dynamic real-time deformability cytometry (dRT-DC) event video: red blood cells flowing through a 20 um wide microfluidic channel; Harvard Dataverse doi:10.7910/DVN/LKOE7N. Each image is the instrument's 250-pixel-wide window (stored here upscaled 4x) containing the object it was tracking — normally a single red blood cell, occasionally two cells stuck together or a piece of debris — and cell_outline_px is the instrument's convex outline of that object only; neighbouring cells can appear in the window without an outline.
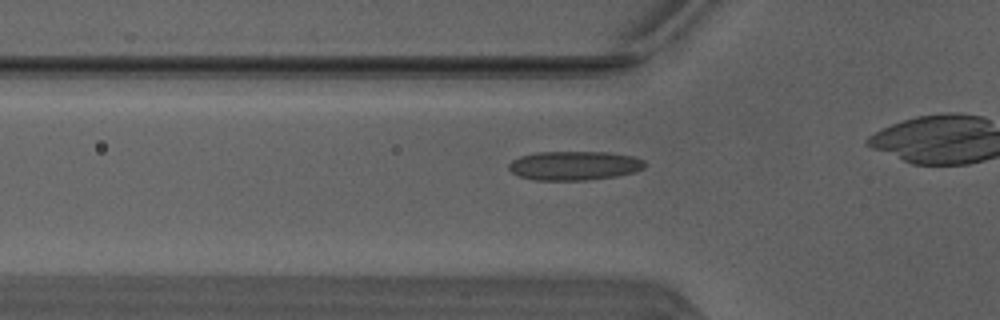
{"species": "Egyptian fruit bat (a non-hibernating species)", "species_latin": "Rousettus aegyptiacus", "temperature_condition": "warm", "stored_images_in_passage": 13, "camera_frame_rate_fps": 3000, "um_per_image_px": 0.085, "animal": {"sex": "male"}, "frame": {"image": 1, "passage_image": 8, "time_ms": 2.333, "image_size_px": [1000, 320], "cell_outline_px": [[644, 168], [632, 172], [616, 176], [584, 180], [536, 180], [520, 176], [512, 172], [508, 168], [508, 164], [512, 160], [520, 156], [536, 152], [608, 152], [632, 156], [644, 160]], "centroid_in_image_um": [48.78, 14.07], "position_along_channel_um": 77.0, "area_um2": 22.89}}